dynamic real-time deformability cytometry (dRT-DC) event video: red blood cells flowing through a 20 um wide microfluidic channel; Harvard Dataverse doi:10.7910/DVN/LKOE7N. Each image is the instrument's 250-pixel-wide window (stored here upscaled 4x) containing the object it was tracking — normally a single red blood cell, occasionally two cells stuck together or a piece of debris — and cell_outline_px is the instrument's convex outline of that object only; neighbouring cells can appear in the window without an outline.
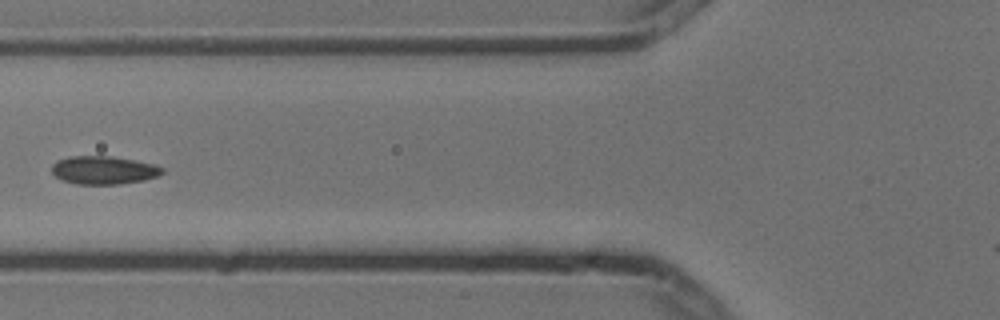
{"species": "common noctule bat (a hibernating species)", "species_latin": "Nyctalus noctula", "temperature_condition": "cold", "stored_images_in_passage": 6, "camera_frame_rate_fps": 3000, "um_per_image_px": 0.085, "animal": {"sex": "male", "body_mass_g": 13.3}, "frame": {"image": 1, "passage_image": 6, "time_ms": 1.667, "image_size_px": [1000, 320], "cell_outline_px": [[164, 172], [156, 176], [144, 180], [120, 184], [76, 184], [64, 180], [56, 176], [52, 172], [52, 164], [56, 160], [68, 156], [112, 156], [156, 164], [164, 168]], "centroid_in_image_um": [8.82, 14.45], "position_along_channel_um": 117.0, "area_um2": 18.21}}